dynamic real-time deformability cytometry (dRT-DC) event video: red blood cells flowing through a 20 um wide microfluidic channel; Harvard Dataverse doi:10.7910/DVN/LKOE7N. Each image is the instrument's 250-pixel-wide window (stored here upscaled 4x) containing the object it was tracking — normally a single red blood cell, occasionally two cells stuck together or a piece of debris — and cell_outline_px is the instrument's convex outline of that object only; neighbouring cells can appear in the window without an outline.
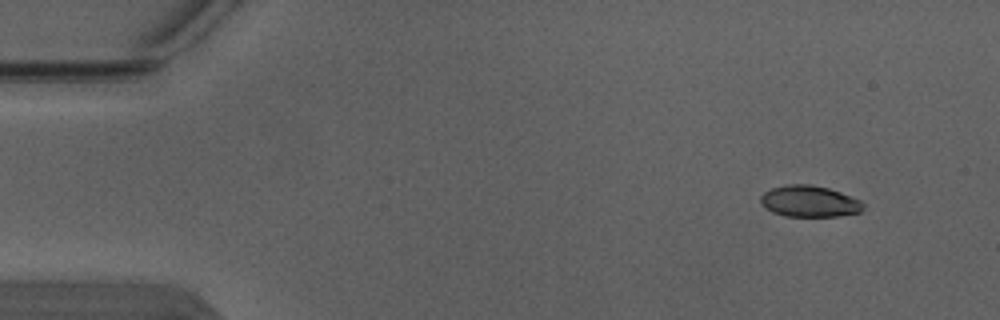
{"species": "Egyptian fruit bat (a non-hibernating species)", "species_latin": "Rousettus aegyptiacus", "temperature_condition": "warm", "stored_images_in_passage": 5, "camera_frame_rate_fps": 3000, "um_per_image_px": 0.085, "animal": {"sex": "male"}, "frame": {"image": 1, "passage_image": 1, "time_ms": 0.0, "image_size_px": [1000, 320], "cell_outline_px": [[864, 208], [860, 212], [836, 216], [784, 216], [772, 212], [760, 204], [760, 196], [764, 192], [772, 188], [784, 184], [808, 184], [828, 188], [840, 192], [860, 200], [864, 204]], "centroid_in_image_um": [68.77, 17.11], "position_along_channel_um": 16.2, "area_um2": 18.79}}
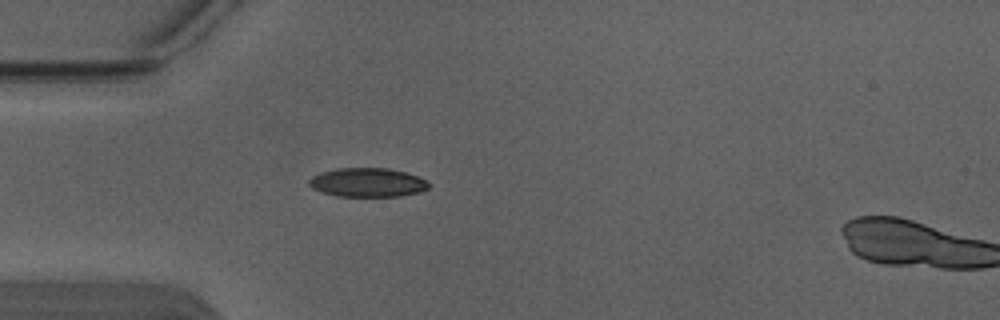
{"frame": {"image": 2, "passage_image": 4, "time_ms": 1.0, "image_size_px": [1000, 320], "cell_outline_px": [[432, 184], [428, 188], [420, 192], [400, 196], [336, 196], [312, 188], [308, 184], [308, 180], [312, 176], [320, 172], [336, 168], [388, 168], [404, 172], [416, 176]], "centroid_in_image_um": [31.22, 15.5], "position_along_channel_um": 53.8, "area_um2": 20.17}}